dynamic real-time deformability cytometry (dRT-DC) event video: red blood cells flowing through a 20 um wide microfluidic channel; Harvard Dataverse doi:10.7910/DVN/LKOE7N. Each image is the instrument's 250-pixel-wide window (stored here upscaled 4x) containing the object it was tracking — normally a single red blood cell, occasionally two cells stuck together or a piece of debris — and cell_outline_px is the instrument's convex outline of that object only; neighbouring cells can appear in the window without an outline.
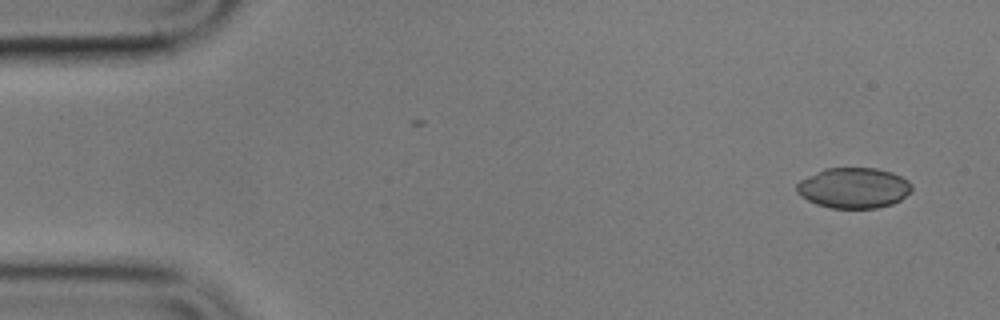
{"species": "common noctule bat (a hibernating species)", "species_latin": "Nyctalus noctula", "temperature_condition": "cold", "stored_images_in_passage": 6, "camera_frame_rate_fps": 3000, "um_per_image_px": 0.085, "animal": {"sex": "male", "body_mass_g": 17.9}, "frame": {"image": 1, "passage_image": 1, "time_ms": 0.0, "image_size_px": [1000, 320], "cell_outline_px": [[912, 192], [900, 200], [892, 204], [876, 208], [832, 208], [816, 204], [800, 196], [796, 192], [796, 184], [800, 180], [824, 168], [876, 168], [892, 172], [908, 180], [912, 184]], "centroid_in_image_um": [72.57, 15.97], "position_along_channel_um": 12.4, "area_um2": 27.34}}
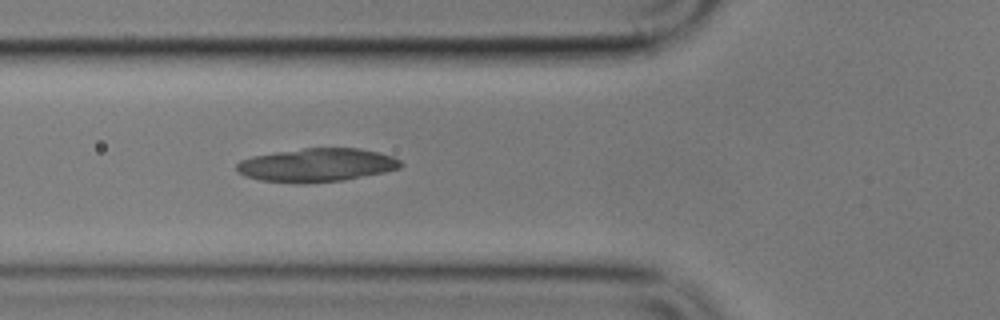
{"frame": {"image": 2, "passage_image": 6, "time_ms": 5.667, "image_size_px": [1000, 320], "cell_outline_px": [[404, 164], [400, 168], [384, 172], [344, 180], [304, 184], [260, 180], [244, 176], [236, 168], [236, 164], [240, 160], [252, 156], [276, 152], [304, 148], [360, 148], [380, 152], [392, 156], [400, 160]], "centroid_in_image_um": [26.94, 14.03], "position_along_channel_um": 98.9, "area_um2": 32.14}}